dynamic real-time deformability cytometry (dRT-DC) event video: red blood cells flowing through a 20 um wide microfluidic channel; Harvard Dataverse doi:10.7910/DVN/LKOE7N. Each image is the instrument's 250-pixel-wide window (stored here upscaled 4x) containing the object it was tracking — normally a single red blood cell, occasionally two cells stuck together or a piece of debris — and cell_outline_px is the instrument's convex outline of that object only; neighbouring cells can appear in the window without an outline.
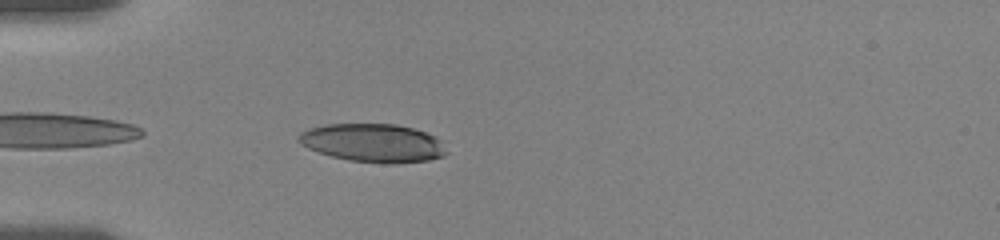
{"species": "human", "species_latin": "Homo sapiens", "temperature_condition": "room temperature", "stored_images_in_passage": 35, "camera_frame_rate_fps": 3000, "um_per_image_px": 0.085, "donor": {"sex": "female"}, "frame": {"image": 1, "passage_image": 6, "time_ms": 5.0, "image_size_px": [1000, 240], "cell_outline_px": [[448, 152], [444, 156], [428, 160], [396, 164], [388, 164], [348, 160], [332, 156], [308, 148], [300, 144], [300, 132], [324, 124], [396, 124], [412, 128], [436, 136], [440, 140]], "centroid_in_image_um": [31.75, 12.16], "position_along_channel_um": 53.2, "area_um2": 32.95}}
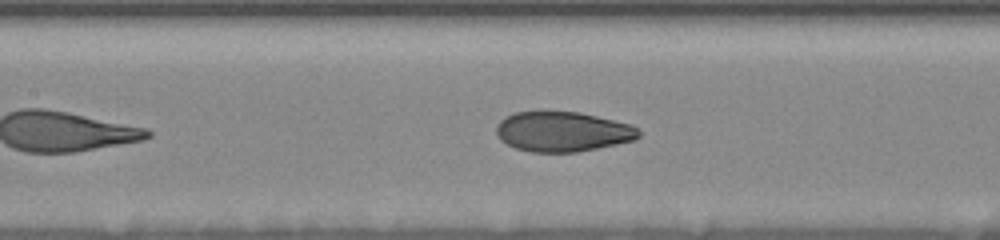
{"frame": {"image": 2, "passage_image": 13, "time_ms": 8.333, "image_size_px": [1000, 240], "cell_outline_px": [[640, 136], [636, 140], [576, 152], [532, 152], [516, 148], [500, 140], [496, 132], [496, 124], [504, 116], [516, 112], [536, 108], [544, 108], [580, 112], [632, 124], [640, 132]], "centroid_in_image_um": [47.77, 11.13], "position_along_channel_um": 159.6, "area_um2": 34.22}}
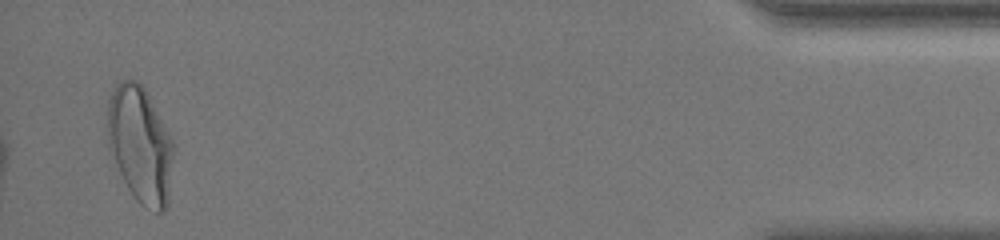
{"frame": {"image": 3, "passage_image": 34, "time_ms": 17.667, "image_size_px": [1000, 240], "cell_outline_px": [[176, 148], [168, 204], [164, 212], [156, 212], [144, 208], [136, 200], [128, 188], [108, 148], [108, 100], [116, 84], [120, 80], [136, 80], [144, 88], [172, 136], [176, 144]], "centroid_in_image_um": [11.97, 12.33], "position_along_channel_um": 423.2, "area_um2": 45.43}, "authors_computed_cell_mechanics": {"area_um2": 34.6222, "velocity_mm_per_s": 3.5836, "shape_relaxation_time_tau1_ms": 4.2756, "shape_relaxation_time_tau2_ms": null, "deformation_change_tau1": 0.1537, "deformation_change_tau2": null}}